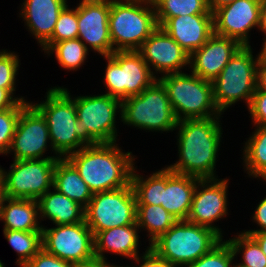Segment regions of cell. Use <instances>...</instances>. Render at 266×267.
I'll return each mask as SVG.
<instances>
[{
  "instance_id": "cell-8",
  "label": "cell",
  "mask_w": 266,
  "mask_h": 267,
  "mask_svg": "<svg viewBox=\"0 0 266 267\" xmlns=\"http://www.w3.org/2000/svg\"><path fill=\"white\" fill-rule=\"evenodd\" d=\"M125 125L148 132H173L178 120L165 87L156 79L139 95L121 101V119Z\"/></svg>"
},
{
  "instance_id": "cell-5",
  "label": "cell",
  "mask_w": 266,
  "mask_h": 267,
  "mask_svg": "<svg viewBox=\"0 0 266 267\" xmlns=\"http://www.w3.org/2000/svg\"><path fill=\"white\" fill-rule=\"evenodd\" d=\"M223 238L214 230L177 220L150 248L176 267H184L210 252Z\"/></svg>"
},
{
  "instance_id": "cell-12",
  "label": "cell",
  "mask_w": 266,
  "mask_h": 267,
  "mask_svg": "<svg viewBox=\"0 0 266 267\" xmlns=\"http://www.w3.org/2000/svg\"><path fill=\"white\" fill-rule=\"evenodd\" d=\"M58 159L13 160L9 170L2 169L8 198L39 200L53 189Z\"/></svg>"
},
{
  "instance_id": "cell-3",
  "label": "cell",
  "mask_w": 266,
  "mask_h": 267,
  "mask_svg": "<svg viewBox=\"0 0 266 267\" xmlns=\"http://www.w3.org/2000/svg\"><path fill=\"white\" fill-rule=\"evenodd\" d=\"M108 24L114 51H137L158 28L150 0H110Z\"/></svg>"
},
{
  "instance_id": "cell-2",
  "label": "cell",
  "mask_w": 266,
  "mask_h": 267,
  "mask_svg": "<svg viewBox=\"0 0 266 267\" xmlns=\"http://www.w3.org/2000/svg\"><path fill=\"white\" fill-rule=\"evenodd\" d=\"M93 192L126 187L135 166L132 152H123L116 142L85 146L65 157Z\"/></svg>"
},
{
  "instance_id": "cell-43",
  "label": "cell",
  "mask_w": 266,
  "mask_h": 267,
  "mask_svg": "<svg viewBox=\"0 0 266 267\" xmlns=\"http://www.w3.org/2000/svg\"><path fill=\"white\" fill-rule=\"evenodd\" d=\"M256 90L266 91V60L262 56L257 65Z\"/></svg>"
},
{
  "instance_id": "cell-42",
  "label": "cell",
  "mask_w": 266,
  "mask_h": 267,
  "mask_svg": "<svg viewBox=\"0 0 266 267\" xmlns=\"http://www.w3.org/2000/svg\"><path fill=\"white\" fill-rule=\"evenodd\" d=\"M253 223L255 222L260 229H249L243 230L242 232H261L266 231V196L260 200L259 204L256 206L255 212L252 214Z\"/></svg>"
},
{
  "instance_id": "cell-4",
  "label": "cell",
  "mask_w": 266,
  "mask_h": 267,
  "mask_svg": "<svg viewBox=\"0 0 266 267\" xmlns=\"http://www.w3.org/2000/svg\"><path fill=\"white\" fill-rule=\"evenodd\" d=\"M63 86L49 88L45 101L30 103L46 119L52 149L61 157L76 152L86 145L80 140L77 112L73 96Z\"/></svg>"
},
{
  "instance_id": "cell-28",
  "label": "cell",
  "mask_w": 266,
  "mask_h": 267,
  "mask_svg": "<svg viewBox=\"0 0 266 267\" xmlns=\"http://www.w3.org/2000/svg\"><path fill=\"white\" fill-rule=\"evenodd\" d=\"M255 131L250 134L245 144L242 160L249 177L259 178L266 173V125H254Z\"/></svg>"
},
{
  "instance_id": "cell-15",
  "label": "cell",
  "mask_w": 266,
  "mask_h": 267,
  "mask_svg": "<svg viewBox=\"0 0 266 267\" xmlns=\"http://www.w3.org/2000/svg\"><path fill=\"white\" fill-rule=\"evenodd\" d=\"M230 179L206 178L197 182L187 221L208 227L222 238L223 230L215 226L228 215V185Z\"/></svg>"
},
{
  "instance_id": "cell-22",
  "label": "cell",
  "mask_w": 266,
  "mask_h": 267,
  "mask_svg": "<svg viewBox=\"0 0 266 267\" xmlns=\"http://www.w3.org/2000/svg\"><path fill=\"white\" fill-rule=\"evenodd\" d=\"M139 227L137 223L113 227L93 236L95 259L107 260L105 252L134 260L139 256Z\"/></svg>"
},
{
  "instance_id": "cell-9",
  "label": "cell",
  "mask_w": 266,
  "mask_h": 267,
  "mask_svg": "<svg viewBox=\"0 0 266 267\" xmlns=\"http://www.w3.org/2000/svg\"><path fill=\"white\" fill-rule=\"evenodd\" d=\"M80 140L86 145L112 143L118 140L116 128L117 112L121 118V100L116 97L82 95L74 97Z\"/></svg>"
},
{
  "instance_id": "cell-27",
  "label": "cell",
  "mask_w": 266,
  "mask_h": 267,
  "mask_svg": "<svg viewBox=\"0 0 266 267\" xmlns=\"http://www.w3.org/2000/svg\"><path fill=\"white\" fill-rule=\"evenodd\" d=\"M177 220L161 205L137 204L136 223L147 231L149 246L167 232Z\"/></svg>"
},
{
  "instance_id": "cell-47",
  "label": "cell",
  "mask_w": 266,
  "mask_h": 267,
  "mask_svg": "<svg viewBox=\"0 0 266 267\" xmlns=\"http://www.w3.org/2000/svg\"><path fill=\"white\" fill-rule=\"evenodd\" d=\"M207 1H208L210 11L213 12L214 10L222 6L228 5L234 2L235 0H207Z\"/></svg>"
},
{
  "instance_id": "cell-36",
  "label": "cell",
  "mask_w": 266,
  "mask_h": 267,
  "mask_svg": "<svg viewBox=\"0 0 266 267\" xmlns=\"http://www.w3.org/2000/svg\"><path fill=\"white\" fill-rule=\"evenodd\" d=\"M235 259L231 245L224 239L210 252L184 267H233Z\"/></svg>"
},
{
  "instance_id": "cell-32",
  "label": "cell",
  "mask_w": 266,
  "mask_h": 267,
  "mask_svg": "<svg viewBox=\"0 0 266 267\" xmlns=\"http://www.w3.org/2000/svg\"><path fill=\"white\" fill-rule=\"evenodd\" d=\"M156 18L213 14L207 0H152Z\"/></svg>"
},
{
  "instance_id": "cell-19",
  "label": "cell",
  "mask_w": 266,
  "mask_h": 267,
  "mask_svg": "<svg viewBox=\"0 0 266 267\" xmlns=\"http://www.w3.org/2000/svg\"><path fill=\"white\" fill-rule=\"evenodd\" d=\"M158 27L171 36L190 56L214 34L213 14L156 18Z\"/></svg>"
},
{
  "instance_id": "cell-51",
  "label": "cell",
  "mask_w": 266,
  "mask_h": 267,
  "mask_svg": "<svg viewBox=\"0 0 266 267\" xmlns=\"http://www.w3.org/2000/svg\"><path fill=\"white\" fill-rule=\"evenodd\" d=\"M233 267H245V266H241V265H239L238 263L235 262Z\"/></svg>"
},
{
  "instance_id": "cell-37",
  "label": "cell",
  "mask_w": 266,
  "mask_h": 267,
  "mask_svg": "<svg viewBox=\"0 0 266 267\" xmlns=\"http://www.w3.org/2000/svg\"><path fill=\"white\" fill-rule=\"evenodd\" d=\"M20 65L19 55L14 51L0 50V88L16 89V76Z\"/></svg>"
},
{
  "instance_id": "cell-7",
  "label": "cell",
  "mask_w": 266,
  "mask_h": 267,
  "mask_svg": "<svg viewBox=\"0 0 266 267\" xmlns=\"http://www.w3.org/2000/svg\"><path fill=\"white\" fill-rule=\"evenodd\" d=\"M189 72L170 73L158 78L165 87L177 120L223 115L214 103L212 82Z\"/></svg>"
},
{
  "instance_id": "cell-52",
  "label": "cell",
  "mask_w": 266,
  "mask_h": 267,
  "mask_svg": "<svg viewBox=\"0 0 266 267\" xmlns=\"http://www.w3.org/2000/svg\"><path fill=\"white\" fill-rule=\"evenodd\" d=\"M4 265L5 264L3 262H1V260H0V267H5Z\"/></svg>"
},
{
  "instance_id": "cell-29",
  "label": "cell",
  "mask_w": 266,
  "mask_h": 267,
  "mask_svg": "<svg viewBox=\"0 0 266 267\" xmlns=\"http://www.w3.org/2000/svg\"><path fill=\"white\" fill-rule=\"evenodd\" d=\"M135 166L131 174V184L137 204L161 205L163 189L166 187V166L143 178Z\"/></svg>"
},
{
  "instance_id": "cell-14",
  "label": "cell",
  "mask_w": 266,
  "mask_h": 267,
  "mask_svg": "<svg viewBox=\"0 0 266 267\" xmlns=\"http://www.w3.org/2000/svg\"><path fill=\"white\" fill-rule=\"evenodd\" d=\"M47 147H50V150L55 155L43 156L47 153L46 151H48ZM11 152L14 153L13 160L61 158L52 149L46 119L31 103L20 112V117L8 154Z\"/></svg>"
},
{
  "instance_id": "cell-25",
  "label": "cell",
  "mask_w": 266,
  "mask_h": 267,
  "mask_svg": "<svg viewBox=\"0 0 266 267\" xmlns=\"http://www.w3.org/2000/svg\"><path fill=\"white\" fill-rule=\"evenodd\" d=\"M0 221L4 224L2 230L42 231L38 200L7 197L2 205Z\"/></svg>"
},
{
  "instance_id": "cell-16",
  "label": "cell",
  "mask_w": 266,
  "mask_h": 267,
  "mask_svg": "<svg viewBox=\"0 0 266 267\" xmlns=\"http://www.w3.org/2000/svg\"><path fill=\"white\" fill-rule=\"evenodd\" d=\"M110 0H81L77 4L78 39L99 55L114 50L109 31Z\"/></svg>"
},
{
  "instance_id": "cell-31",
  "label": "cell",
  "mask_w": 266,
  "mask_h": 267,
  "mask_svg": "<svg viewBox=\"0 0 266 267\" xmlns=\"http://www.w3.org/2000/svg\"><path fill=\"white\" fill-rule=\"evenodd\" d=\"M45 53H54L61 68L69 71L80 69L89 56V50L78 38L54 43Z\"/></svg>"
},
{
  "instance_id": "cell-13",
  "label": "cell",
  "mask_w": 266,
  "mask_h": 267,
  "mask_svg": "<svg viewBox=\"0 0 266 267\" xmlns=\"http://www.w3.org/2000/svg\"><path fill=\"white\" fill-rule=\"evenodd\" d=\"M55 226H42V248L45 251L74 266L95 259L93 233L85 220Z\"/></svg>"
},
{
  "instance_id": "cell-49",
  "label": "cell",
  "mask_w": 266,
  "mask_h": 267,
  "mask_svg": "<svg viewBox=\"0 0 266 267\" xmlns=\"http://www.w3.org/2000/svg\"><path fill=\"white\" fill-rule=\"evenodd\" d=\"M261 56L266 60V45L261 48Z\"/></svg>"
},
{
  "instance_id": "cell-41",
  "label": "cell",
  "mask_w": 266,
  "mask_h": 267,
  "mask_svg": "<svg viewBox=\"0 0 266 267\" xmlns=\"http://www.w3.org/2000/svg\"><path fill=\"white\" fill-rule=\"evenodd\" d=\"M16 89L0 88V111L13 108L18 102H29L23 96L14 95Z\"/></svg>"
},
{
  "instance_id": "cell-44",
  "label": "cell",
  "mask_w": 266,
  "mask_h": 267,
  "mask_svg": "<svg viewBox=\"0 0 266 267\" xmlns=\"http://www.w3.org/2000/svg\"><path fill=\"white\" fill-rule=\"evenodd\" d=\"M258 30L264 33L262 48L266 45V0L262 1L260 8L259 26Z\"/></svg>"
},
{
  "instance_id": "cell-20",
  "label": "cell",
  "mask_w": 266,
  "mask_h": 267,
  "mask_svg": "<svg viewBox=\"0 0 266 267\" xmlns=\"http://www.w3.org/2000/svg\"><path fill=\"white\" fill-rule=\"evenodd\" d=\"M242 45L235 39L213 34L189 58L190 71L213 82Z\"/></svg>"
},
{
  "instance_id": "cell-23",
  "label": "cell",
  "mask_w": 266,
  "mask_h": 267,
  "mask_svg": "<svg viewBox=\"0 0 266 267\" xmlns=\"http://www.w3.org/2000/svg\"><path fill=\"white\" fill-rule=\"evenodd\" d=\"M200 178L178 174L166 167V187L163 189V206L176 220H186Z\"/></svg>"
},
{
  "instance_id": "cell-35",
  "label": "cell",
  "mask_w": 266,
  "mask_h": 267,
  "mask_svg": "<svg viewBox=\"0 0 266 267\" xmlns=\"http://www.w3.org/2000/svg\"><path fill=\"white\" fill-rule=\"evenodd\" d=\"M30 102H18L13 108L0 111V154L8 155L20 112Z\"/></svg>"
},
{
  "instance_id": "cell-46",
  "label": "cell",
  "mask_w": 266,
  "mask_h": 267,
  "mask_svg": "<svg viewBox=\"0 0 266 267\" xmlns=\"http://www.w3.org/2000/svg\"><path fill=\"white\" fill-rule=\"evenodd\" d=\"M75 267H116L115 264H110L107 260L94 259L92 261L76 265Z\"/></svg>"
},
{
  "instance_id": "cell-48",
  "label": "cell",
  "mask_w": 266,
  "mask_h": 267,
  "mask_svg": "<svg viewBox=\"0 0 266 267\" xmlns=\"http://www.w3.org/2000/svg\"><path fill=\"white\" fill-rule=\"evenodd\" d=\"M6 198L7 196L5 192L4 175L0 166V216H1L2 205Z\"/></svg>"
},
{
  "instance_id": "cell-18",
  "label": "cell",
  "mask_w": 266,
  "mask_h": 267,
  "mask_svg": "<svg viewBox=\"0 0 266 267\" xmlns=\"http://www.w3.org/2000/svg\"><path fill=\"white\" fill-rule=\"evenodd\" d=\"M137 51L157 79L159 78L158 74L163 76L170 73H180L184 72V70L182 71L183 68L187 71L185 67H189L190 56L160 27L149 36Z\"/></svg>"
},
{
  "instance_id": "cell-24",
  "label": "cell",
  "mask_w": 266,
  "mask_h": 267,
  "mask_svg": "<svg viewBox=\"0 0 266 267\" xmlns=\"http://www.w3.org/2000/svg\"><path fill=\"white\" fill-rule=\"evenodd\" d=\"M52 190H48L38 200L40 221L48 218L53 225L83 222L85 208L58 192L55 188Z\"/></svg>"
},
{
  "instance_id": "cell-45",
  "label": "cell",
  "mask_w": 266,
  "mask_h": 267,
  "mask_svg": "<svg viewBox=\"0 0 266 267\" xmlns=\"http://www.w3.org/2000/svg\"><path fill=\"white\" fill-rule=\"evenodd\" d=\"M244 233L250 235L259 244L261 250L266 255V231Z\"/></svg>"
},
{
  "instance_id": "cell-6",
  "label": "cell",
  "mask_w": 266,
  "mask_h": 267,
  "mask_svg": "<svg viewBox=\"0 0 266 267\" xmlns=\"http://www.w3.org/2000/svg\"><path fill=\"white\" fill-rule=\"evenodd\" d=\"M252 49L251 45L242 46L212 82L214 103L221 114L239 100L245 102L247 108L250 105L261 57V51L253 56Z\"/></svg>"
},
{
  "instance_id": "cell-21",
  "label": "cell",
  "mask_w": 266,
  "mask_h": 267,
  "mask_svg": "<svg viewBox=\"0 0 266 267\" xmlns=\"http://www.w3.org/2000/svg\"><path fill=\"white\" fill-rule=\"evenodd\" d=\"M19 17L23 18L28 31L42 47L53 34L61 11L67 0H23Z\"/></svg>"
},
{
  "instance_id": "cell-26",
  "label": "cell",
  "mask_w": 266,
  "mask_h": 267,
  "mask_svg": "<svg viewBox=\"0 0 266 267\" xmlns=\"http://www.w3.org/2000/svg\"><path fill=\"white\" fill-rule=\"evenodd\" d=\"M53 188L84 208L93 196L86 182L66 158H60L56 162Z\"/></svg>"
},
{
  "instance_id": "cell-38",
  "label": "cell",
  "mask_w": 266,
  "mask_h": 267,
  "mask_svg": "<svg viewBox=\"0 0 266 267\" xmlns=\"http://www.w3.org/2000/svg\"><path fill=\"white\" fill-rule=\"evenodd\" d=\"M248 112L251 116L253 125H266V91L255 90Z\"/></svg>"
},
{
  "instance_id": "cell-30",
  "label": "cell",
  "mask_w": 266,
  "mask_h": 267,
  "mask_svg": "<svg viewBox=\"0 0 266 267\" xmlns=\"http://www.w3.org/2000/svg\"><path fill=\"white\" fill-rule=\"evenodd\" d=\"M3 234L18 255L17 266L23 267L42 249V231L3 230Z\"/></svg>"
},
{
  "instance_id": "cell-1",
  "label": "cell",
  "mask_w": 266,
  "mask_h": 267,
  "mask_svg": "<svg viewBox=\"0 0 266 267\" xmlns=\"http://www.w3.org/2000/svg\"><path fill=\"white\" fill-rule=\"evenodd\" d=\"M221 117L183 119L178 121V161L167 167L178 174L200 179L218 178L216 163L223 129Z\"/></svg>"
},
{
  "instance_id": "cell-50",
  "label": "cell",
  "mask_w": 266,
  "mask_h": 267,
  "mask_svg": "<svg viewBox=\"0 0 266 267\" xmlns=\"http://www.w3.org/2000/svg\"><path fill=\"white\" fill-rule=\"evenodd\" d=\"M260 178H262V179H259V180H262V181L266 182V173L263 176H261Z\"/></svg>"
},
{
  "instance_id": "cell-34",
  "label": "cell",
  "mask_w": 266,
  "mask_h": 267,
  "mask_svg": "<svg viewBox=\"0 0 266 267\" xmlns=\"http://www.w3.org/2000/svg\"><path fill=\"white\" fill-rule=\"evenodd\" d=\"M77 6L67 5L60 13L52 37L41 47L44 53L54 44L63 40L78 38Z\"/></svg>"
},
{
  "instance_id": "cell-39",
  "label": "cell",
  "mask_w": 266,
  "mask_h": 267,
  "mask_svg": "<svg viewBox=\"0 0 266 267\" xmlns=\"http://www.w3.org/2000/svg\"><path fill=\"white\" fill-rule=\"evenodd\" d=\"M23 267H75L70 262L64 261L43 248Z\"/></svg>"
},
{
  "instance_id": "cell-17",
  "label": "cell",
  "mask_w": 266,
  "mask_h": 267,
  "mask_svg": "<svg viewBox=\"0 0 266 267\" xmlns=\"http://www.w3.org/2000/svg\"><path fill=\"white\" fill-rule=\"evenodd\" d=\"M263 0H235L213 13L214 34L237 40L250 46V30L259 26Z\"/></svg>"
},
{
  "instance_id": "cell-10",
  "label": "cell",
  "mask_w": 266,
  "mask_h": 267,
  "mask_svg": "<svg viewBox=\"0 0 266 267\" xmlns=\"http://www.w3.org/2000/svg\"><path fill=\"white\" fill-rule=\"evenodd\" d=\"M107 60L103 84L107 95L126 99L139 95L157 78L138 51H114Z\"/></svg>"
},
{
  "instance_id": "cell-40",
  "label": "cell",
  "mask_w": 266,
  "mask_h": 267,
  "mask_svg": "<svg viewBox=\"0 0 266 267\" xmlns=\"http://www.w3.org/2000/svg\"><path fill=\"white\" fill-rule=\"evenodd\" d=\"M142 253V256L139 255L133 260L135 263H138L137 267H176L164 258L160 257L153 249L150 248V246H147L145 252Z\"/></svg>"
},
{
  "instance_id": "cell-33",
  "label": "cell",
  "mask_w": 266,
  "mask_h": 267,
  "mask_svg": "<svg viewBox=\"0 0 266 267\" xmlns=\"http://www.w3.org/2000/svg\"><path fill=\"white\" fill-rule=\"evenodd\" d=\"M234 255L237 259V255L241 254L242 262L238 263L245 267H266V255L261 250L259 244L248 234L244 232L237 233L229 240Z\"/></svg>"
},
{
  "instance_id": "cell-53",
  "label": "cell",
  "mask_w": 266,
  "mask_h": 267,
  "mask_svg": "<svg viewBox=\"0 0 266 267\" xmlns=\"http://www.w3.org/2000/svg\"><path fill=\"white\" fill-rule=\"evenodd\" d=\"M116 267H131V266H118V265H116ZM132 267H135V266H132Z\"/></svg>"
},
{
  "instance_id": "cell-11",
  "label": "cell",
  "mask_w": 266,
  "mask_h": 267,
  "mask_svg": "<svg viewBox=\"0 0 266 267\" xmlns=\"http://www.w3.org/2000/svg\"><path fill=\"white\" fill-rule=\"evenodd\" d=\"M137 202L130 183L116 190L93 193L85 207L84 220L93 236L113 227L136 223Z\"/></svg>"
}]
</instances>
